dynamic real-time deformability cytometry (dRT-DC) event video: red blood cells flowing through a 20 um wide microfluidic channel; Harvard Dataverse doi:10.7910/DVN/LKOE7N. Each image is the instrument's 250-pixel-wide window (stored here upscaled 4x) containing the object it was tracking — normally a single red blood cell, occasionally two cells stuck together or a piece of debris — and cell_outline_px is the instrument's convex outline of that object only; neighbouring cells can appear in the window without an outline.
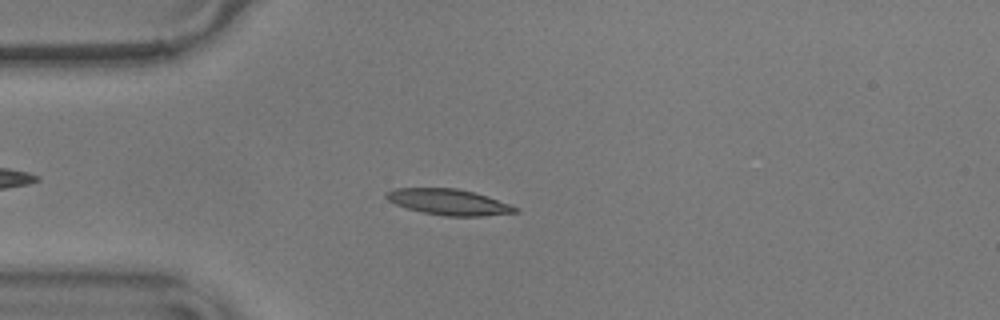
{"species": "common noctule bat (a hibernating species)", "species_latin": "Nyctalus noctula", "temperature_condition": "warm", "stored_images_in_passage": 53, "camera_frame_rate_fps": 3000, "um_per_image_px": 0.085, "animal": {"sex": "male", "body_mass_g": 17.9}, "frame": {"image": 1, "passage_image": 11, "time_ms": 3.333, "image_size_px": [1000, 320], "cell_outline_px": [[520, 212], [484, 216], [444, 216], [424, 212], [408, 208], [396, 204], [388, 200], [384, 196], [384, 192], [396, 188], [456, 188], [488, 196], [512, 204], [520, 208]], "centroid_in_image_um": [38.19, 17.17], "position_along_channel_um": 46.8, "area_um2": 19.59}}
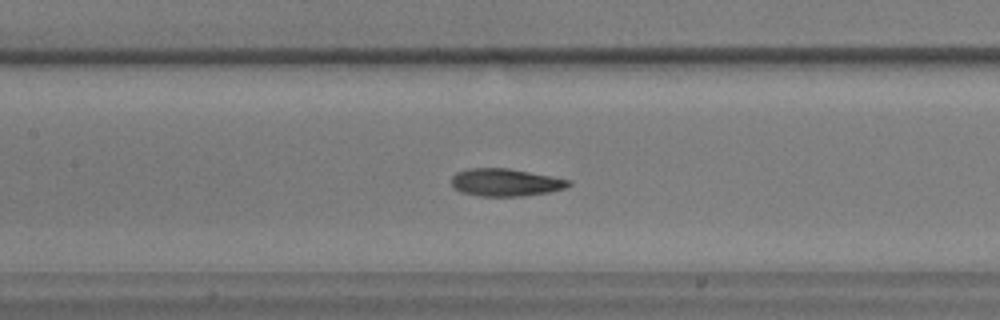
{"frame": {"image": 2, "passage_image": 22, "time_ms": 7.0, "image_size_px": [1000, 320], "cell_outline_px": [[572, 184], [564, 188], [548, 192], [520, 196], [480, 196], [460, 192], [452, 188], [452, 176], [456, 172], [468, 168], [508, 168], [552, 176], [572, 180]], "centroid_in_image_um": [42.94, 15.5], "position_along_channel_um": 164.5, "area_um2": 18.9}}
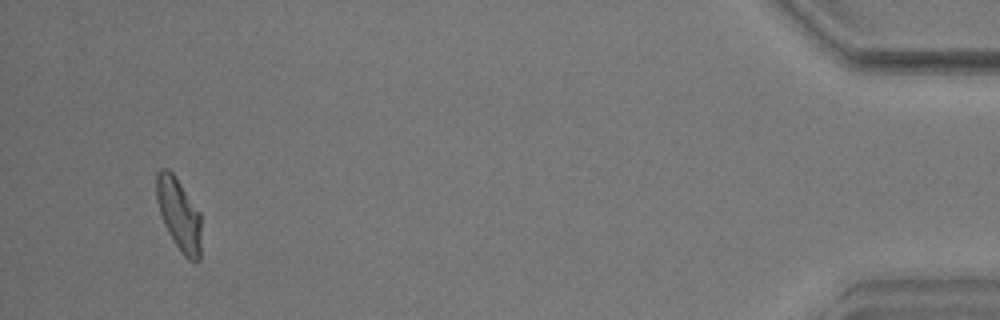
{"frame": {"image": 3, "passage_image": 50, "time_ms": 16.333, "image_size_px": [1000, 320], "cell_outline_px": [[200, 260], [188, 260], [180, 252], [168, 232], [164, 224], [156, 200], [156, 176], [160, 168], [168, 168], [172, 172], [200, 212]], "centroid_in_image_um": [15.19, 18.22], "position_along_channel_um": 420.0, "area_um2": 18.73}, "authors_computed_cell_mechanics": {"area_um2": 18.8428, "velocity_mm_per_s": 3.5651, "shape_relaxation_time_tau1_ms": 4.1026, "shape_relaxation_time_tau2_ms": 2.7475, "deformation_change_tau1": 0.1701, "deformation_change_tau2": 0.074}}